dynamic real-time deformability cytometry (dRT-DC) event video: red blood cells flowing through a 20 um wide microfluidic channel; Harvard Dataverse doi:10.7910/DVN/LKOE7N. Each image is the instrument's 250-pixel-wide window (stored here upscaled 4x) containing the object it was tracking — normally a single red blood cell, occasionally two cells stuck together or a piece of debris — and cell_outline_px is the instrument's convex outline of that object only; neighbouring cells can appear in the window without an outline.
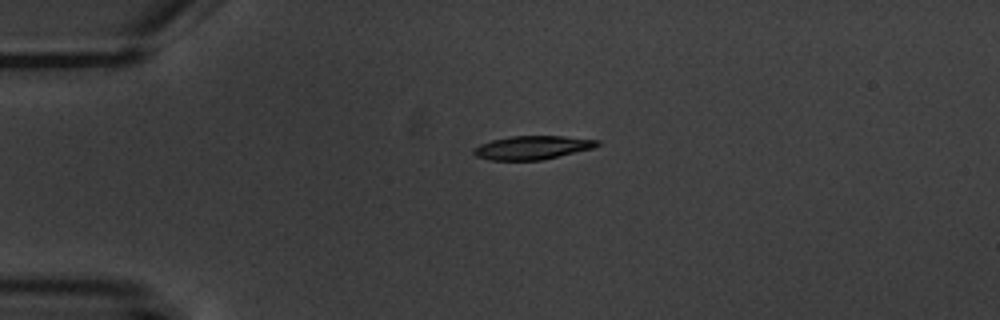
{"species": "common noctule bat (a hibernating species)", "species_latin": "Nyctalus noctula", "temperature_condition": "warm", "stored_images_in_passage": 2, "camera_frame_rate_fps": 3000, "um_per_image_px": 0.085, "animal": {"sex": "male", "body_mass_g": 20.1, "forearm_length_mm": 53.5}, "frame": {"image": 1, "passage_image": 1, "time_ms": 0.0, "image_size_px": [1000, 320], "cell_outline_px": [[600, 144], [592, 148], [540, 160], [488, 160], [476, 156], [472, 152], [472, 148], [480, 144], [492, 140], [508, 136], [564, 136], [600, 140]], "centroid_in_image_um": [45.2, 12.54], "position_along_channel_um": 39.8, "area_um2": 16.94}}